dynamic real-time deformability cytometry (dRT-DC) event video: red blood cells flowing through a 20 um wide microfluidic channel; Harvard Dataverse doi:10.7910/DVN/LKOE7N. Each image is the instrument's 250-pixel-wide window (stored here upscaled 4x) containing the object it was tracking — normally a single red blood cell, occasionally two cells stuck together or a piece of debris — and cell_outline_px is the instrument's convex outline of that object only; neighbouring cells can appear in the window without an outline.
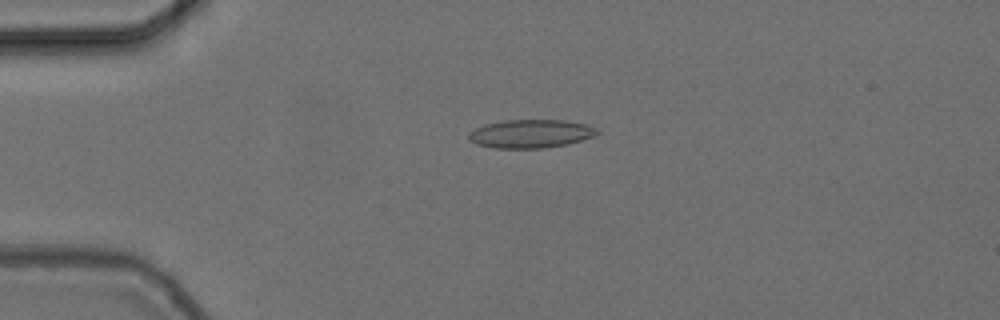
{"species": "common noctule bat (a hibernating species)", "species_latin": "Nyctalus noctula", "temperature_condition": "cold", "stored_images_in_passage": 56, "camera_frame_rate_fps": 3000, "um_per_image_px": 0.085, "animal": {"sex": "female", "body_mass_g": 24.6, "forearm_length_mm": 56.2}, "frame": {"image": 1, "passage_image": 13, "time_ms": 4.0, "image_size_px": [1000, 320], "cell_outline_px": [[600, 132], [592, 136], [568, 144], [544, 148], [492, 148], [476, 144], [468, 140], [468, 132], [484, 124], [504, 120], [564, 120], [588, 124], [596, 128]], "centroid_in_image_um": [45.07, 11.36], "position_along_channel_um": 39.9, "area_um2": 21.39}}
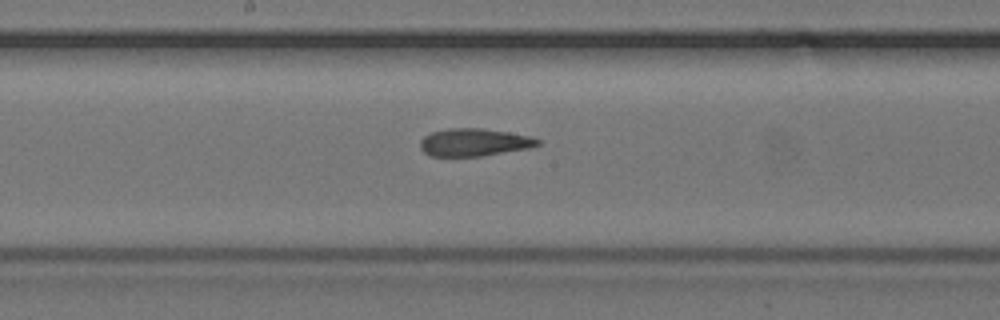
{"frame": {"image": 2, "passage_image": 29, "time_ms": 9.333, "image_size_px": [1000, 320], "cell_outline_px": [[540, 144], [528, 148], [484, 156], [432, 156], [424, 152], [420, 148], [420, 140], [424, 136], [432, 132], [448, 128], [484, 128], [532, 136], [540, 140]], "centroid_in_image_um": [40.3, 12.09], "position_along_channel_um": 207.9, "area_um2": 19.02}}
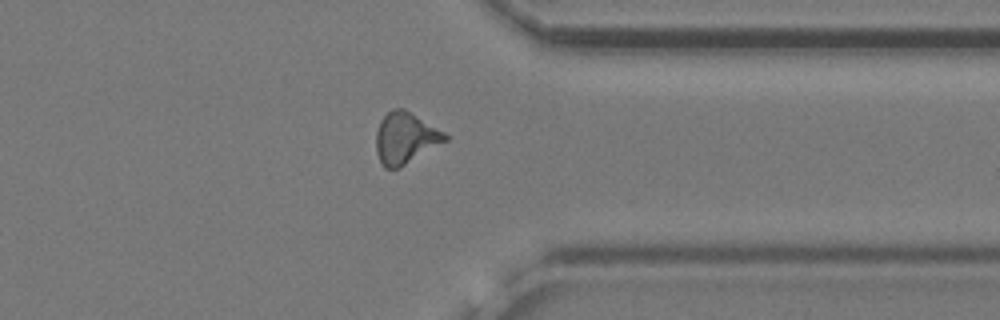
{"frame": {"image": 3, "passage_image": 43, "time_ms": 14.0, "image_size_px": [1000, 320], "cell_outline_px": [[448, 140], [400, 168], [384, 168], [380, 164], [376, 152], [376, 132], [380, 120], [392, 108], [404, 108], [444, 132], [448, 136]], "centroid_in_image_um": [34.43, 11.75], "position_along_channel_um": 377.0, "area_um2": 20.75}}